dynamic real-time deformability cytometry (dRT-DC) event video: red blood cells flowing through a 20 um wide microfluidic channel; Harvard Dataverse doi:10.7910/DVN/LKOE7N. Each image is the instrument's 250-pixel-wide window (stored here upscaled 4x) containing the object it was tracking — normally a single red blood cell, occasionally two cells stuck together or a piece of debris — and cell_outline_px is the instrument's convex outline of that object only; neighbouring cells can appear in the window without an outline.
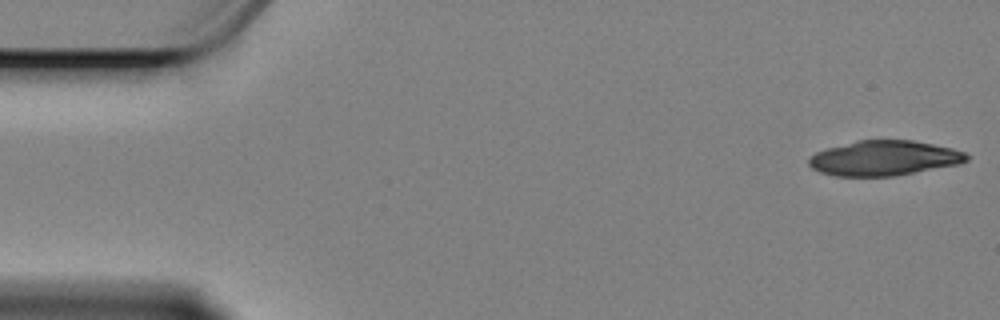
{"species": "Egyptian fruit bat (a non-hibernating species)", "species_latin": "Rousettus aegyptiacus", "temperature_condition": "cold", "stored_images_in_passage": 58, "segment_of_instrument_passage": [1, 2], "camera_frame_rate_fps": 3000, "um_per_image_px": 0.085, "animal": {"sex": "female"}, "frame": {"image": 1, "passage_image": 1, "time_ms": 0.0, "image_size_px": [1000, 320], "cell_outline_px": [[968, 160], [960, 164], [892, 176], [836, 176], [820, 172], [812, 168], [808, 164], [808, 160], [816, 152], [828, 148], [856, 140], [912, 140], [952, 148], [964, 152], [968, 156]], "centroid_in_image_um": [75.14, 13.44], "position_along_channel_um": 9.9, "area_um2": 31.96}}
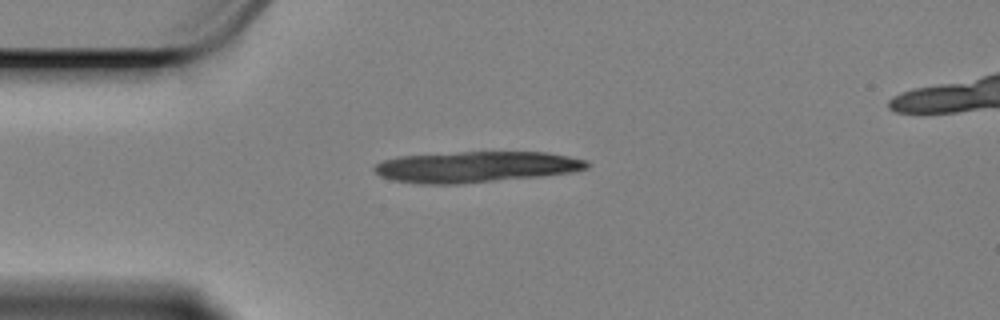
{"frame": {"image": 2, "passage_image": 13, "time_ms": 4.0, "image_size_px": [1000, 320], "cell_outline_px": [[592, 164], [588, 168], [572, 172], [540, 176], [464, 184], [420, 184], [392, 180], [380, 176], [372, 168], [376, 164], [384, 160], [400, 156], [464, 152], [548, 152], [588, 160]], "centroid_in_image_um": [40.48, 14.19], "position_along_channel_um": 44.5, "area_um2": 38.55}}